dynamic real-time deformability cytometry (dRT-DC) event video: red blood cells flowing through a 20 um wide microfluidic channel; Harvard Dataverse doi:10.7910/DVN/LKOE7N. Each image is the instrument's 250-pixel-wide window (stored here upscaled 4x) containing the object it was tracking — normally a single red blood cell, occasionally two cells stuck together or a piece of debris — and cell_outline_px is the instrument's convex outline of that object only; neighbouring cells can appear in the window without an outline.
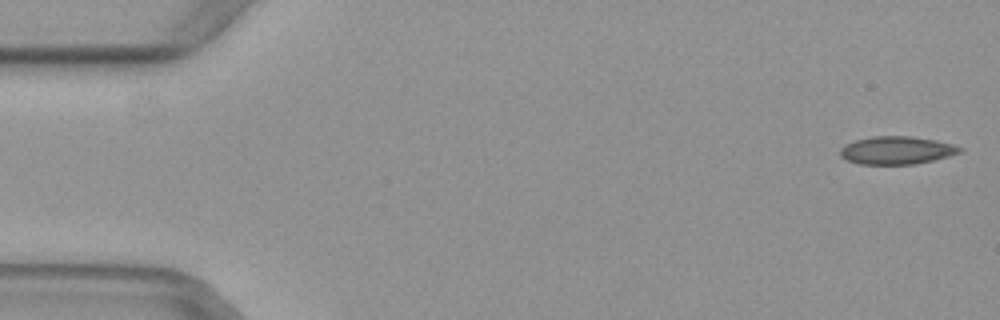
{"species": "common noctule bat (a hibernating species)", "species_latin": "Nyctalus noctula", "temperature_condition": "warm", "stored_images_in_passage": 9, "camera_frame_rate_fps": 3000, "um_per_image_px": 0.085, "animal": {"sex": "female", "body_mass_g": 29.2, "forearm_length_mm": 56.3}, "frame": {"image": 1, "passage_image": 1, "time_ms": 0.0, "image_size_px": [1000, 320], "cell_outline_px": [[964, 148], [960, 152], [948, 156], [916, 164], [856, 164], [840, 156], [840, 148], [844, 144], [856, 140], [872, 136], [908, 136], [936, 140], [952, 144]], "centroid_in_image_um": [76.19, 12.77], "position_along_channel_um": 8.8, "area_um2": 19.42}}